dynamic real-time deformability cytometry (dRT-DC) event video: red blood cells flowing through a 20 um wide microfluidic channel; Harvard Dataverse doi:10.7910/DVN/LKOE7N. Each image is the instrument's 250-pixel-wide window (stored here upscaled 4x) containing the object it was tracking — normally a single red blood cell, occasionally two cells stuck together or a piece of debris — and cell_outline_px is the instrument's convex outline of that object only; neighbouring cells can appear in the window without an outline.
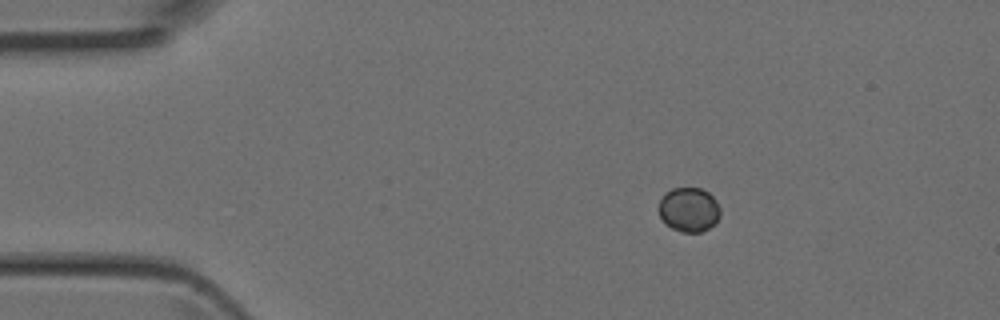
{"species": "Egyptian fruit bat (a non-hibernating species)", "species_latin": "Rousettus aegyptiacus", "temperature_condition": "room temperature", "stored_images_in_passage": 3, "camera_frame_rate_fps": 3000, "um_per_image_px": 0.085, "animal": {"sex": "female"}, "frame": {"image": 1, "passage_image": 1, "time_ms": 0.0, "image_size_px": [1000, 320], "cell_outline_px": [[720, 216], [716, 224], [700, 232], [680, 232], [664, 224], [656, 208], [664, 192], [672, 188], [700, 188], [708, 192], [716, 200], [720, 208]], "centroid_in_image_um": [58.53, 17.82], "position_along_channel_um": 26.5, "area_um2": 16.3}}
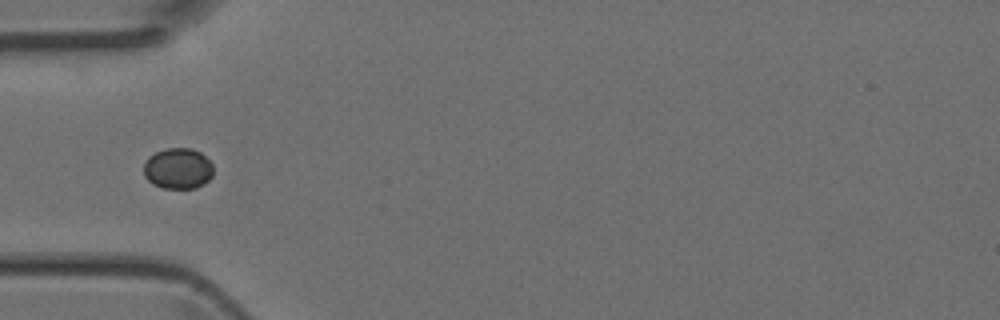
{"frame": {"image": 2, "passage_image": 3, "time_ms": 0.667, "image_size_px": [1000, 320], "cell_outline_px": [[212, 176], [204, 184], [196, 188], [160, 188], [152, 184], [144, 176], [144, 164], [148, 156], [156, 152], [168, 148], [192, 148], [200, 152], [212, 164]], "centroid_in_image_um": [15.11, 14.33], "position_along_channel_um": 69.9, "area_um2": 16.65}}